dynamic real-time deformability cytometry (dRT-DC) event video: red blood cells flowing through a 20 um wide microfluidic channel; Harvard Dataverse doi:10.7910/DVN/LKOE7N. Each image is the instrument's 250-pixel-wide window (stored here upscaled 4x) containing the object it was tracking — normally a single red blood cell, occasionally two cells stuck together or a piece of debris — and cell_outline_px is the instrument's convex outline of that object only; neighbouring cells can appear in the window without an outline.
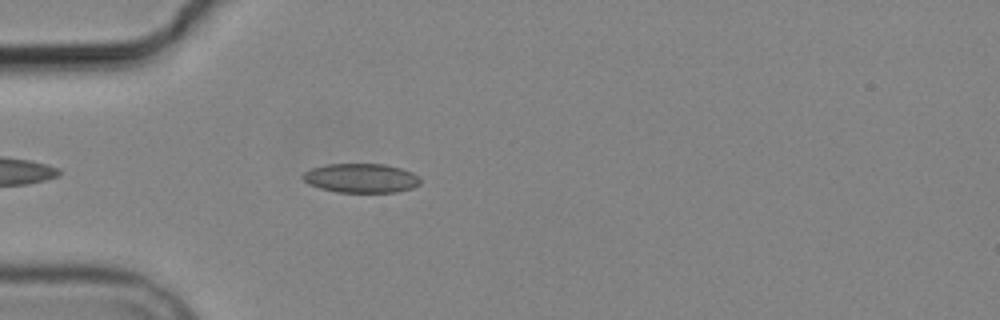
{"species": "common noctule bat (a hibernating species)", "species_latin": "Nyctalus noctula", "temperature_condition": "cold", "stored_images_in_passage": 5, "camera_frame_rate_fps": 3000, "um_per_image_px": 0.085, "animal": {"sex": "male", "body_mass_g": 19.2, "forearm_length_mm": 51.8}, "frame": {"image": 1, "passage_image": 5, "time_ms": 4.667, "image_size_px": [1000, 320], "cell_outline_px": [[420, 184], [412, 188], [396, 192], [336, 192], [320, 188], [308, 184], [300, 176], [304, 172], [312, 168], [324, 164], [384, 164], [400, 168], [412, 172], [420, 180]], "centroid_in_image_um": [30.65, 15.14], "position_along_channel_um": 54.3, "area_um2": 20.0}}